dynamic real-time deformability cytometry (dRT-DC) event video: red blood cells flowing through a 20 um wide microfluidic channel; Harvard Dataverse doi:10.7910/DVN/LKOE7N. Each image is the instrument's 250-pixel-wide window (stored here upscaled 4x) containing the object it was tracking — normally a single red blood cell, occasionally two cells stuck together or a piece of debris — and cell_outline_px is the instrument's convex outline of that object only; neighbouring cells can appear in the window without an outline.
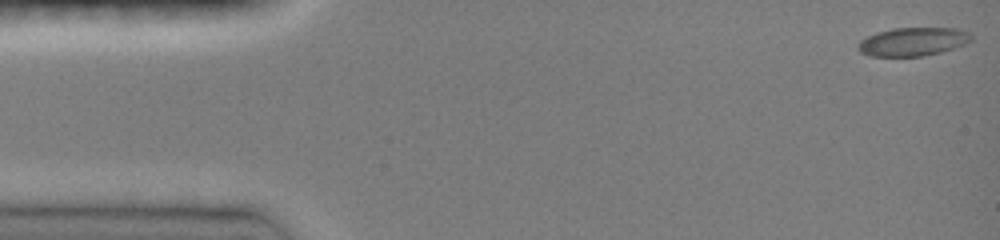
{"species": "common noctule bat (a hibernating species)", "species_latin": "Nyctalus noctula", "temperature_condition": "room temperature", "stored_images_in_passage": 46, "camera_frame_rate_fps": 3000, "um_per_image_px": 0.085, "animal": {"sex": "female", "body_mass_g": 19.0, "forearm_length_mm": 51.5}, "frame": {"image": 1, "passage_image": 1, "time_ms": 0.0, "image_size_px": [1000, 240], "cell_outline_px": [[972, 40], [964, 44], [940, 52], [924, 56], [872, 56], [860, 52], [856, 48], [856, 44], [860, 40], [876, 32], [892, 28], [956, 28], [968, 32], [972, 36]], "centroid_in_image_um": [77.55, 3.54], "position_along_channel_um": 7.4, "area_um2": 18.79}}
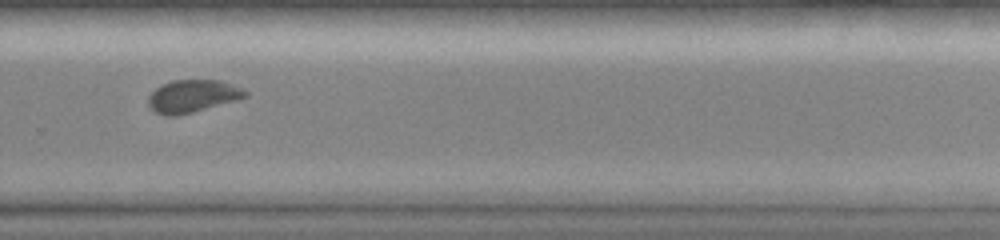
{"frame": {"image": 2, "passage_image": 32, "time_ms": 10.333, "image_size_px": [1000, 240], "cell_outline_px": [[248, 96], [236, 100], [192, 112], [176, 116], [168, 116], [156, 112], [148, 104], [148, 96], [156, 88], [172, 80], [220, 80], [240, 88], [248, 92]], "centroid_in_image_um": [16.36, 8.17], "position_along_channel_um": 313.4, "area_um2": 18.09}}
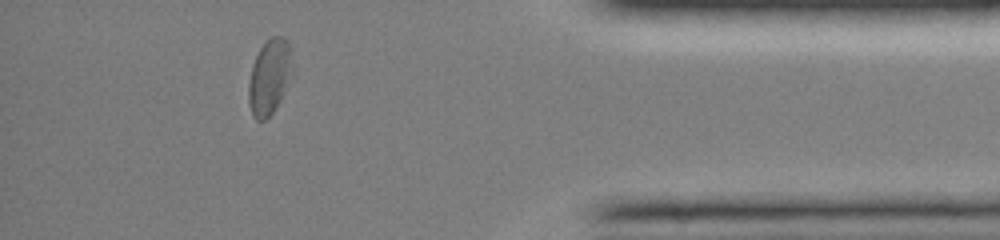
{"frame": {"image": 3, "passage_image": 41, "time_ms": 13.333, "image_size_px": [1000, 240], "cell_outline_px": [[292, 48], [280, 100], [272, 112], [264, 120], [256, 120], [252, 116], [248, 104], [248, 84], [252, 64], [260, 48], [272, 36], [284, 36], [288, 40]], "centroid_in_image_um": [22.81, 6.52], "position_along_channel_um": 412.4, "area_um2": 18.26}, "authors_computed_cell_mechanics": {"area_um2": 18.6116, "velocity_mm_per_s": 4.1181, "shape_relaxation_time_tau1_ms": 5.0534, "shape_relaxation_time_tau2_ms": null, "deformation_change_tau1": 0.1224, "deformation_change_tau2": null}}